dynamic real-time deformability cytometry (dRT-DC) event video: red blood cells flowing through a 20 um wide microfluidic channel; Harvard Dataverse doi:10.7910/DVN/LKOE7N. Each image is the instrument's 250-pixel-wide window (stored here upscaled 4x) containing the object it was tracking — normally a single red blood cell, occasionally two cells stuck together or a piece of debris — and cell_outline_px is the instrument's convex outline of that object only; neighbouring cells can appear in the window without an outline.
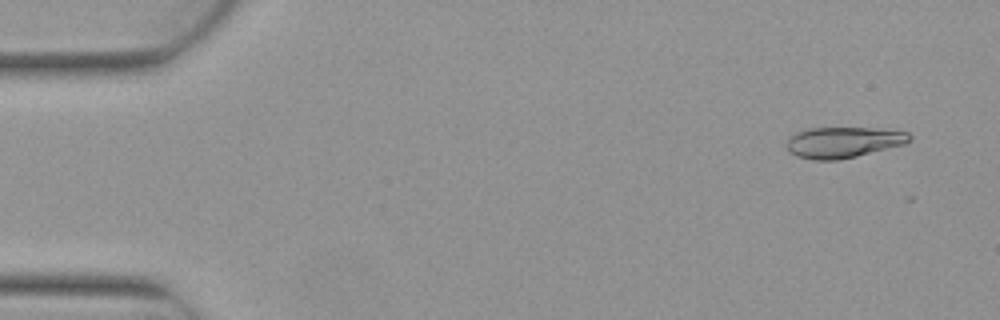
{"species": "Egyptian fruit bat (a non-hibernating species)", "species_latin": "Rousettus aegyptiacus", "temperature_condition": "warm", "stored_images_in_passage": 5, "camera_frame_rate_fps": 3000, "um_per_image_px": 0.085, "animal": {"sex": "female"}, "frame": {"image": 1, "passage_image": 2, "time_ms": 0.333, "image_size_px": [1000, 320], "cell_outline_px": [[912, 136], [904, 144], [840, 160], [816, 160], [796, 156], [788, 148], [788, 136], [796, 132], [808, 128], [872, 128], [908, 132]], "centroid_in_image_um": [71.66, 12.09], "position_along_channel_um": 13.3, "area_um2": 21.85}}